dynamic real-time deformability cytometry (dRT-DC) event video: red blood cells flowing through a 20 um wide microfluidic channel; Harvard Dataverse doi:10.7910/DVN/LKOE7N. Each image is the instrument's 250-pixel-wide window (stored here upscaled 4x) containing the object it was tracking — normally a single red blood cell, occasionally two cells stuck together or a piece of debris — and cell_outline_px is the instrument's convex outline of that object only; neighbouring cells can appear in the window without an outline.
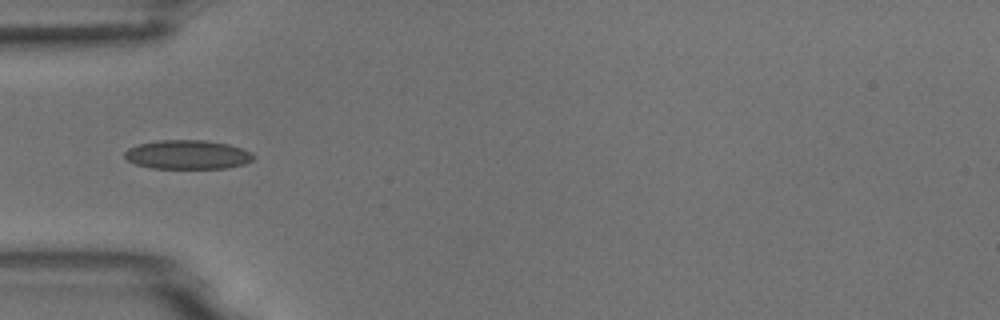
{"species": "common noctule bat (a hibernating species)", "species_latin": "Nyctalus noctula", "temperature_condition": "room temperature", "stored_images_in_passage": 4, "camera_frame_rate_fps": 3000, "um_per_image_px": 0.085, "animal": {"sex": "male", "body_mass_g": 18.8}, "frame": {"image": 1, "passage_image": 4, "time_ms": 4.333, "image_size_px": [1000, 320], "cell_outline_px": [[256, 156], [252, 160], [244, 164], [228, 168], [152, 168], [136, 164], [128, 160], [124, 156], [124, 152], [128, 148], [140, 144], [160, 140], [204, 140], [228, 144], [252, 152]], "centroid_in_image_um": [15.96, 13.14], "position_along_channel_um": 69.0, "area_um2": 21.73}}